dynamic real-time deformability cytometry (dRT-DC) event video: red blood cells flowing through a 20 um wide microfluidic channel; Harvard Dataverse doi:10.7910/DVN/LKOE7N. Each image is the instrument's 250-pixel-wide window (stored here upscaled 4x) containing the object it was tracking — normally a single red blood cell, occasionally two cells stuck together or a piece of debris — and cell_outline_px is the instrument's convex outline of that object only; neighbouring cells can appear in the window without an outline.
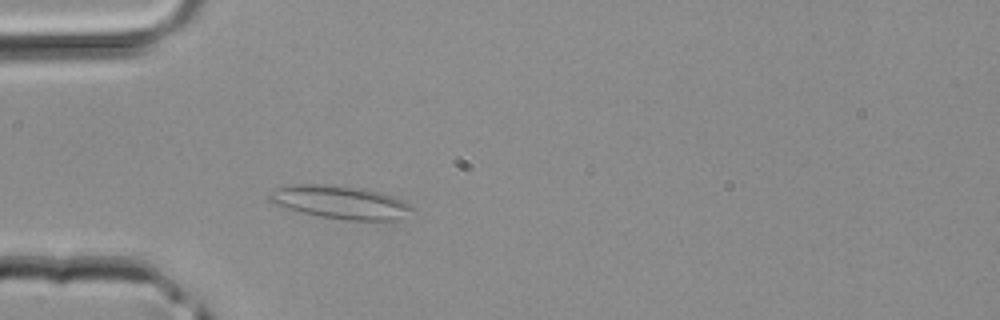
{"species": "common noctule bat (a hibernating species)", "species_latin": "Nyctalus noctula", "temperature_condition": "room temperature", "stored_images_in_passage": 38, "camera_frame_rate_fps": 3000, "um_per_image_px": 0.085, "animal": {"sex": "male", "body_mass_g": 20.4}, "frame": {"image": 1, "passage_image": 8, "time_ms": 2.333, "image_size_px": [1000, 320], "cell_outline_px": [[416, 208], [392, 220], [344, 220], [320, 216], [288, 208], [276, 204], [268, 200], [268, 192], [276, 188], [292, 184], [320, 184], [360, 188], [380, 192], [404, 200]], "centroid_in_image_um": [28.89, 17.17], "position_along_channel_um": 56.1, "area_um2": 27.17}}
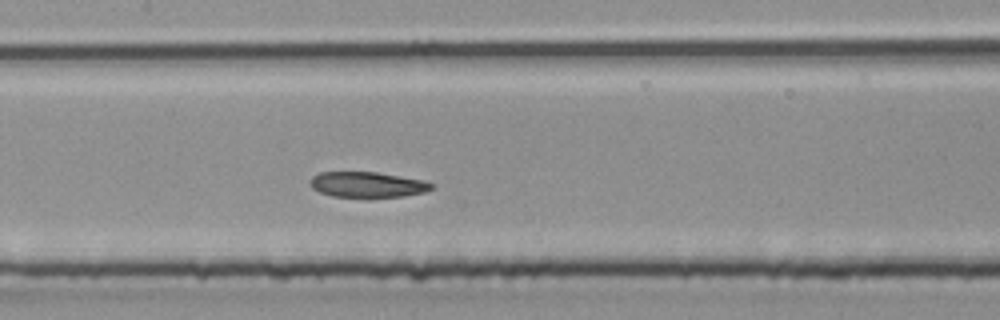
{"frame": {"image": 2, "passage_image": 16, "time_ms": 5.0, "image_size_px": [1000, 320], "cell_outline_px": [[436, 188], [424, 192], [404, 196], [368, 200], [332, 196], [320, 192], [312, 188], [308, 184], [308, 180], [312, 176], [320, 172], [376, 172], [424, 180], [436, 184]], "centroid_in_image_um": [31.24, 15.73], "position_along_channel_um": 176.2, "area_um2": 19.07}}
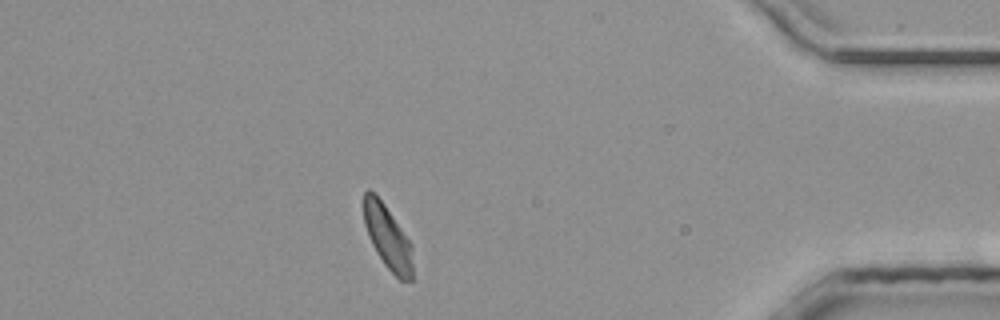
{"frame": {"image": 3, "passage_image": 33, "time_ms": 10.667, "image_size_px": [1000, 320], "cell_outline_px": [[412, 280], [400, 280], [384, 264], [376, 252], [372, 244], [364, 224], [364, 192], [368, 188], [384, 204], [412, 244]], "centroid_in_image_um": [32.95, 20.18], "position_along_channel_um": 402.2, "area_um2": 17.86}}